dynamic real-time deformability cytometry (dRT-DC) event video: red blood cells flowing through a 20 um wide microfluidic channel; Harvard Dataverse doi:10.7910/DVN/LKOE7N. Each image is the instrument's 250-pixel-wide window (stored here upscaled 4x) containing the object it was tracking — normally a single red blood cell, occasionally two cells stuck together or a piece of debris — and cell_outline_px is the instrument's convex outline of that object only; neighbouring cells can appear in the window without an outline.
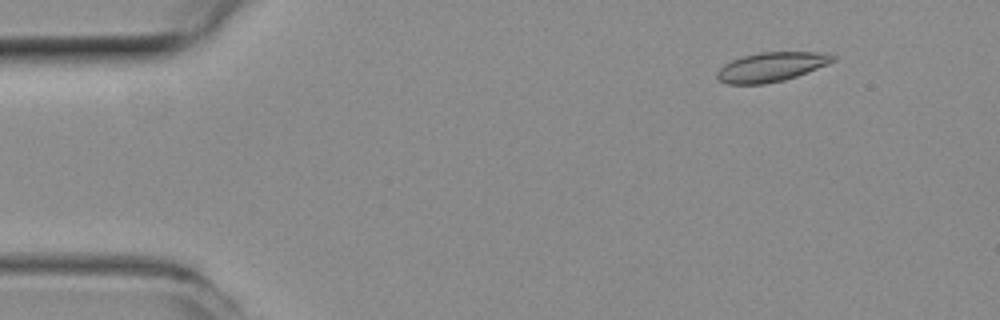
{"species": "common noctule bat (a hibernating species)", "species_latin": "Nyctalus noctula", "temperature_condition": "room temperature", "stored_images_in_passage": 50, "camera_frame_rate_fps": 3000, "um_per_image_px": 0.085, "animal": {"sex": "female", "body_mass_g": 19.3, "forearm_length_mm": 54.1}, "frame": {"image": 1, "passage_image": 4, "time_ms": 1.0, "image_size_px": [1000, 320], "cell_outline_px": [[836, 60], [828, 64], [796, 76], [784, 80], [764, 84], [728, 84], [720, 80], [716, 76], [716, 72], [724, 64], [732, 60], [744, 56], [760, 52], [820, 52], [836, 56]], "centroid_in_image_um": [65.56, 5.69], "position_along_channel_um": 19.4, "area_um2": 19.65}}
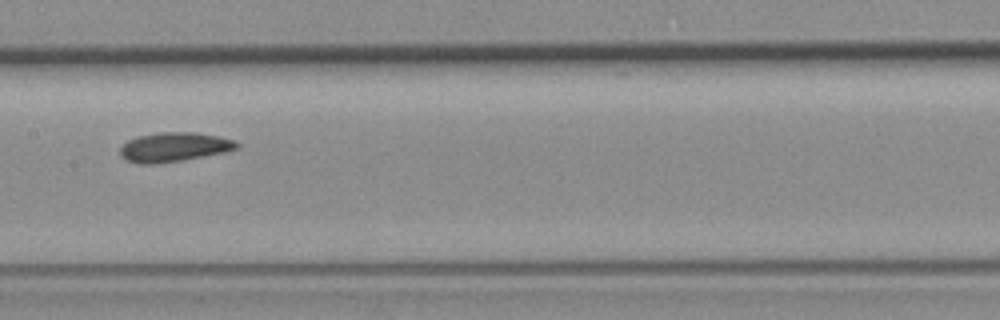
{"frame": {"image": 2, "passage_image": 24, "time_ms": 7.667, "image_size_px": [1000, 320], "cell_outline_px": [[240, 148], [224, 152], [180, 160], [152, 164], [140, 164], [128, 160], [120, 156], [120, 148], [128, 140], [136, 136], [160, 132], [196, 132], [236, 140], [240, 144]], "centroid_in_image_um": [14.8, 12.48], "position_along_channel_um": 192.6, "area_um2": 19.83}}
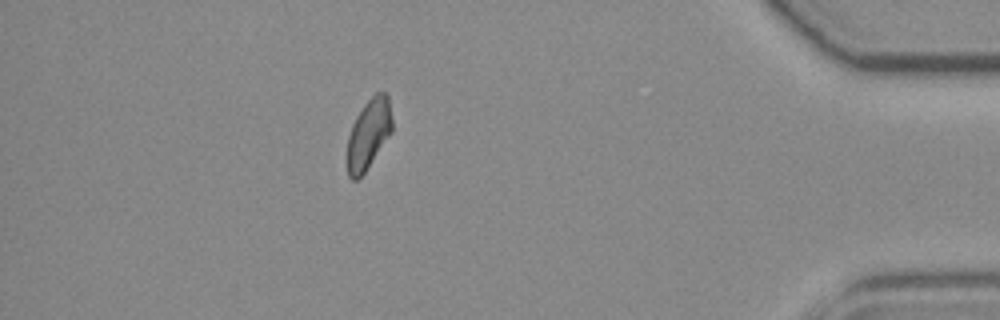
{"frame": {"image": 3, "passage_image": 44, "time_ms": 14.333, "image_size_px": [1000, 320], "cell_outline_px": [[392, 132], [364, 172], [356, 180], [352, 180], [348, 176], [348, 136], [352, 124], [356, 116], [364, 104], [376, 92], [388, 92], [392, 120]], "centroid_in_image_um": [31.35, 11.34], "position_along_channel_um": 403.9, "area_um2": 18.15}, "authors_computed_cell_mechanics": {"area_um2": 19.2763, "velocity_mm_per_s": 3.9282, "shape_relaxation_time_tau1_ms": null, "shape_relaxation_time_tau2_ms": 2.9036, "deformation_change_tau1": null, "deformation_change_tau2": 0.0883}}